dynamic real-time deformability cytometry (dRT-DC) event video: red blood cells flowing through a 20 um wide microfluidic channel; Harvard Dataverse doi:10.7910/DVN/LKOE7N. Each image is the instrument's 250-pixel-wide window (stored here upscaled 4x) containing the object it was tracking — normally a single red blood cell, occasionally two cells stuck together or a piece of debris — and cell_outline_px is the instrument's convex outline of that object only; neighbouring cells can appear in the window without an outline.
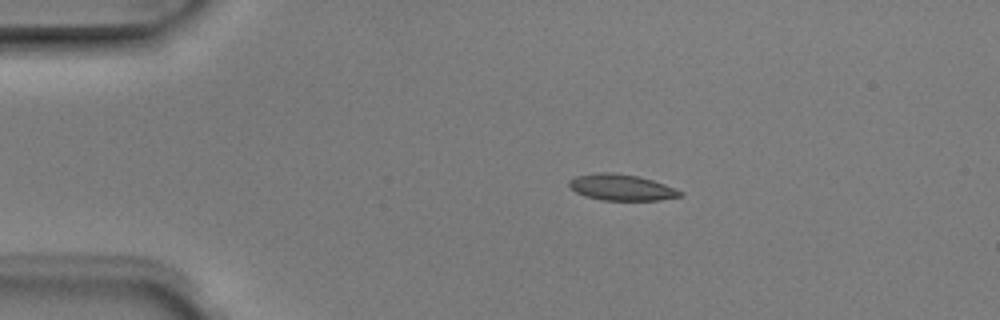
{"species": "Egyptian fruit bat (a non-hibernating species)", "species_latin": "Rousettus aegyptiacus", "temperature_condition": "room temperature", "stored_images_in_passage": 4, "camera_frame_rate_fps": 3000, "um_per_image_px": 0.085, "animal": {"sex": "male"}, "frame": {"image": 1, "passage_image": 2, "time_ms": 0.333, "image_size_px": [1000, 320], "cell_outline_px": [[684, 192], [680, 196], [660, 200], [600, 200], [584, 196], [576, 192], [568, 184], [568, 180], [576, 176], [596, 172], [612, 172], [636, 176], [652, 180], [676, 188]], "centroid_in_image_um": [52.8, 15.93], "position_along_channel_um": 32.2, "area_um2": 16.94}}
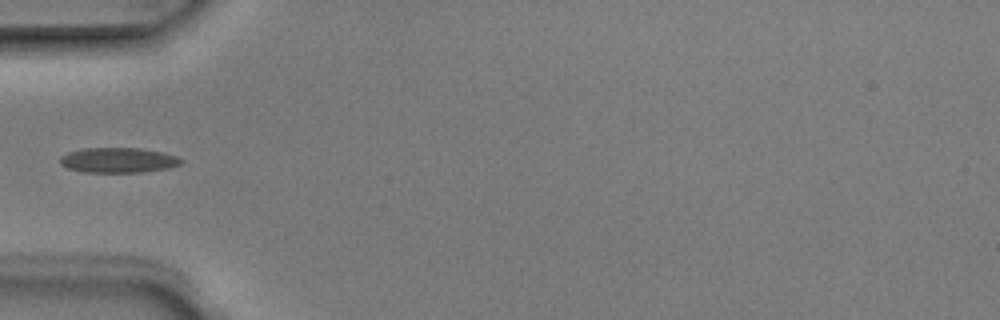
{"frame": {"image": 2, "passage_image": 4, "time_ms": 1.0, "image_size_px": [1000, 320], "cell_outline_px": [[184, 160], [180, 164], [168, 168], [140, 172], [84, 172], [68, 168], [60, 164], [60, 156], [68, 152], [84, 148], [140, 148], [164, 152], [176, 156]], "centroid_in_image_um": [10.05, 13.61], "position_along_channel_um": 75.0, "area_um2": 17.69}}